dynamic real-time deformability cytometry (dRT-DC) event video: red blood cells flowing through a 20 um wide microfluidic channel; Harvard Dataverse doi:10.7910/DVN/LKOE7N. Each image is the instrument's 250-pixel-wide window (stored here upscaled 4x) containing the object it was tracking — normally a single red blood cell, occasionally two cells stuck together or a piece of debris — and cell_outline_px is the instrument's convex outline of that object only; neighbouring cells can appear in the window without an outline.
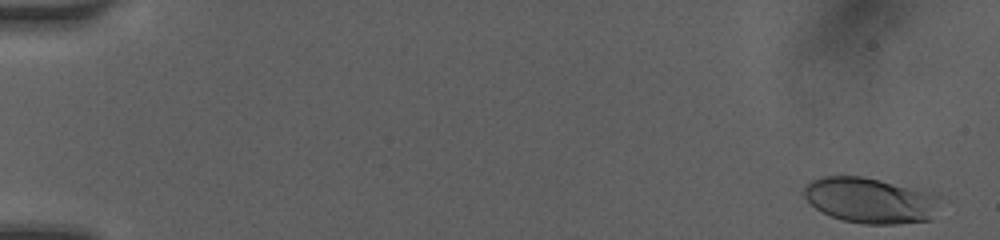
{"species": "human", "species_latin": "Homo sapiens", "temperature_condition": "room temperature", "stored_images_in_passage": 55, "camera_frame_rate_fps": 3000, "um_per_image_px": 0.085, "donor": {"sex": "female"}, "frame": {"image": 1, "passage_image": 2, "time_ms": 0.333, "image_size_px": [1000, 240], "cell_outline_px": [[940, 196], [932, 220], [896, 224], [864, 224], [844, 220], [832, 216], [816, 208], [804, 196], [804, 188], [812, 180], [820, 176], [860, 176], [880, 180], [932, 192]], "centroid_in_image_um": [74.0, 17.03], "position_along_channel_um": 11.0, "area_um2": 35.95}}
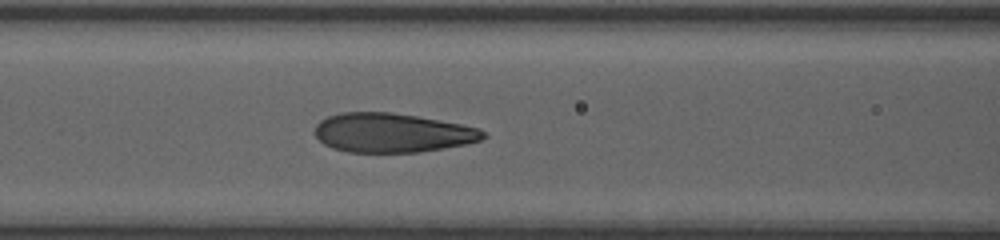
{"frame": {"image": 2, "passage_image": 26, "time_ms": 7.333, "image_size_px": [1000, 240], "cell_outline_px": [[488, 136], [480, 140], [464, 144], [420, 152], [348, 152], [332, 148], [324, 144], [312, 132], [316, 124], [320, 120], [328, 116], [340, 112], [392, 112], [416, 116], [460, 124], [480, 128]], "centroid_in_image_um": [33.29, 11.28], "position_along_channel_um": 133.3, "area_um2": 38.49}}
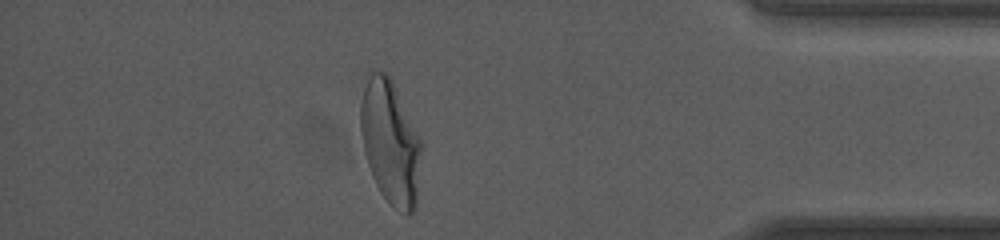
{"frame": {"image": 3, "passage_image": 48, "time_ms": 14.667, "image_size_px": [1000, 240], "cell_outline_px": [[424, 144], [416, 208], [408, 216], [392, 208], [388, 204], [380, 192], [372, 176], [364, 152], [360, 132], [360, 104], [364, 88], [368, 76], [372, 68], [388, 72]], "centroid_in_image_um": [33.21, 12.12], "position_along_channel_um": 402.0, "area_um2": 45.14}, "authors_computed_cell_mechanics": {"area_um2": 39.1306, "velocity_mm_per_s": 4.1013, "shape_relaxation_time_tau1_ms": 4.2955, "shape_relaxation_time_tau2_ms": 0.6498, "deformation_change_tau1": 0.2191, "deformation_change_tau2": 0.0876}}